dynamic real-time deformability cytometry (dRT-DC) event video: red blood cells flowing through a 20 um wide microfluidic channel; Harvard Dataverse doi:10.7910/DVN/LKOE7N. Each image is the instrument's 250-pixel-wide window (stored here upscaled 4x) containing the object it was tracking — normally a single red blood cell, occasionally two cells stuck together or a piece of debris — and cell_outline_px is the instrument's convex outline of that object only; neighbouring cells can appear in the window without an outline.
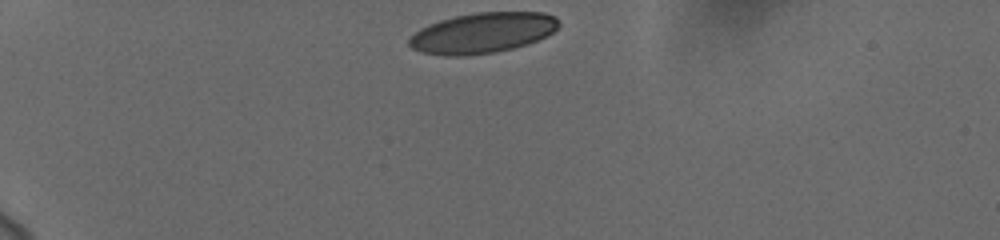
{"species": "human", "species_latin": "Homo sapiens", "temperature_condition": "cold", "stored_images_in_passage": 4, "camera_frame_rate_fps": 3000, "um_per_image_px": 0.085, "donor": {"sex": "female"}, "frame": {"image": 1, "passage_image": 1, "time_ms": 0.0, "image_size_px": [1000, 240], "cell_outline_px": [[560, 24], [552, 32], [536, 40], [512, 48], [496, 52], [464, 56], [444, 56], [424, 52], [412, 48], [408, 44], [408, 40], [420, 28], [428, 24], [440, 20], [456, 16], [476, 12], [544, 12], [556, 16], [560, 20]], "centroid_in_image_um": [41.01, 2.79], "position_along_channel_um": 44.0, "area_um2": 35.14}}
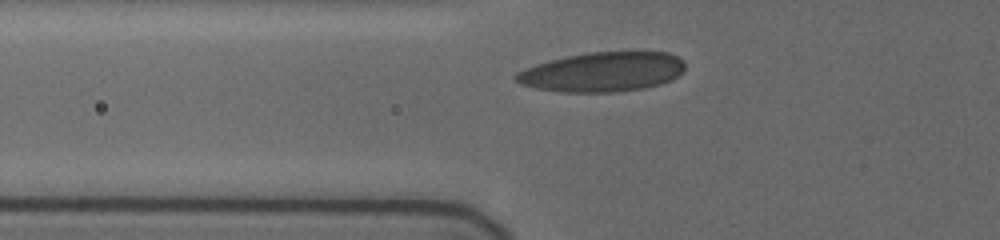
{"frame": {"image": 2, "passage_image": 3, "time_ms": 2.333, "image_size_px": [1000, 240], "cell_outline_px": [[684, 72], [672, 80], [660, 84], [644, 88], [616, 92], [564, 92], [536, 88], [520, 84], [512, 76], [516, 72], [524, 68], [548, 60], [588, 52], [668, 52], [676, 56], [684, 64]], "centroid_in_image_um": [51.19, 6.12], "position_along_channel_um": 74.6, "area_um2": 39.07}}